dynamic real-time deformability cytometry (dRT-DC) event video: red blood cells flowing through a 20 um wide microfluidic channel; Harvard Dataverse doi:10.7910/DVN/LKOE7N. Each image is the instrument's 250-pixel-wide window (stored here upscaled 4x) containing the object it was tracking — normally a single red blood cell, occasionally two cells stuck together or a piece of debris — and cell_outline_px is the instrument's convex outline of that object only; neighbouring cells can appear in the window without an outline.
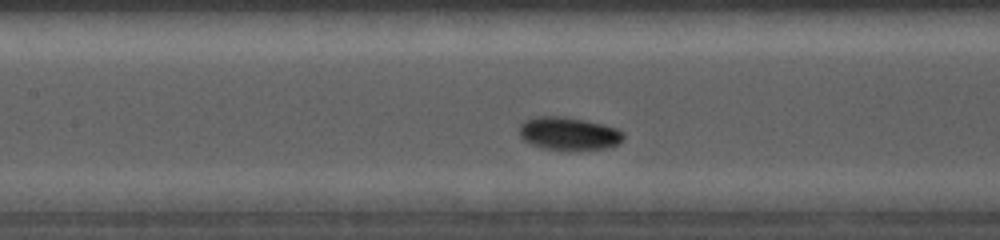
{"species": "common noctule bat (a hibernating species)", "species_latin": "Nyctalus noctula", "temperature_condition": "cold", "stored_images_in_passage": 72, "camera_frame_rate_fps": 5000, "um_per_image_px": 0.085, "animal": {"sex": "female", "body_mass_g": 19.0, "forearm_length_mm": 56.7}, "frame": {"image": 1, "passage_image": 26, "time_ms": 4.0, "image_size_px": [1000, 240], "cell_outline_px": [[624, 136], [620, 144], [604, 148], [572, 152], [568, 152], [544, 148], [532, 144], [524, 140], [520, 136], [520, 124], [524, 120], [536, 116], [564, 116], [584, 120], [616, 128], [624, 132]], "centroid_in_image_um": [48.35, 11.38], "position_along_channel_um": 159.1, "area_um2": 20.4}}
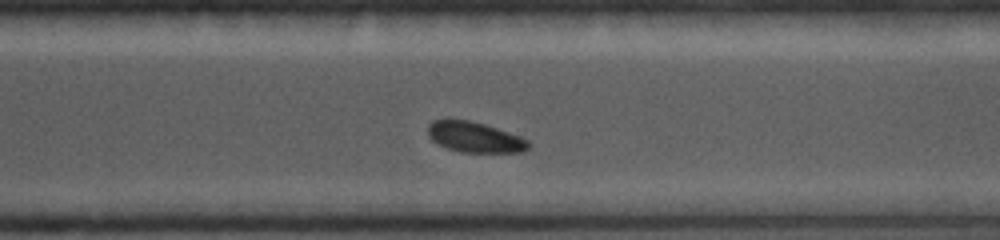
{"frame": {"image": 2, "passage_image": 53, "time_ms": 7.8, "image_size_px": [1000, 240], "cell_outline_px": [[532, 144], [524, 152], [460, 152], [448, 148], [432, 140], [428, 136], [428, 124], [432, 120], [468, 120], [484, 124], [520, 136], [528, 140]], "centroid_in_image_um": [40.37, 11.66], "position_along_channel_um": 330.2, "area_um2": 17.74}}
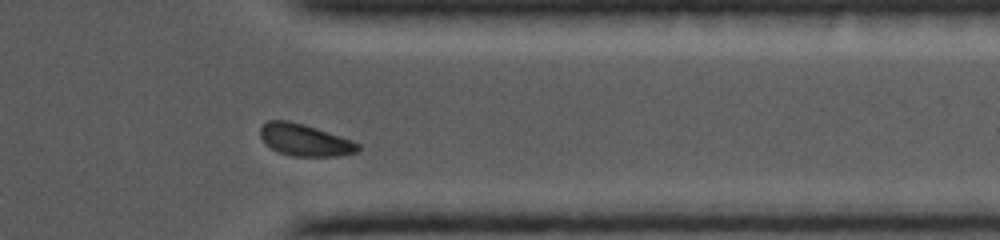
{"frame": {"image": 3, "passage_image": 62, "time_ms": 9.0, "image_size_px": [1000, 240], "cell_outline_px": [[360, 148], [356, 152], [336, 156], [292, 156], [280, 152], [264, 144], [260, 136], [260, 128], [268, 120], [288, 120], [304, 124], [352, 140], [360, 144]], "centroid_in_image_um": [25.89, 11.89], "position_along_channel_um": 385.5, "area_um2": 18.09}}